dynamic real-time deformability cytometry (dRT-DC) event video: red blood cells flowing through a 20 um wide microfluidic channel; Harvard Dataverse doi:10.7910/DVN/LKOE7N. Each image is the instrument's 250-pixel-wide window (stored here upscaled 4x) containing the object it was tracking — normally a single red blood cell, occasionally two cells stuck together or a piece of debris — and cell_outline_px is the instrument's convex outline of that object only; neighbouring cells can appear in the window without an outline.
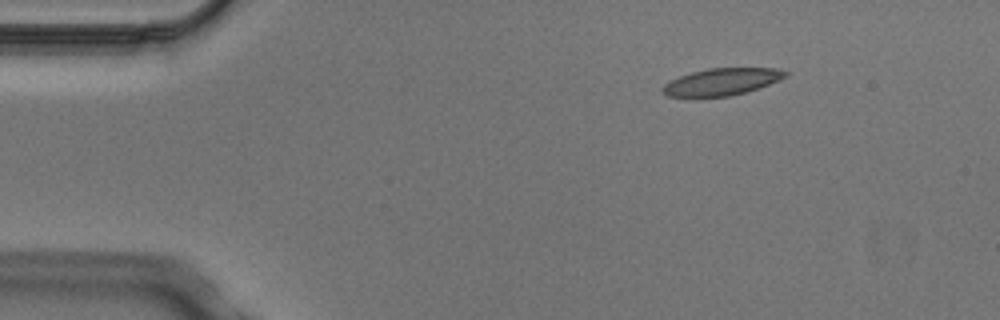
{"species": "Egyptian fruit bat (a non-hibernating species)", "species_latin": "Rousettus aegyptiacus", "temperature_condition": "cold", "stored_images_in_passage": 3, "camera_frame_rate_fps": 3000, "um_per_image_px": 0.085, "animal": {"sex": "male"}, "frame": {"image": 1, "passage_image": 1, "time_ms": 0.0, "image_size_px": [1000, 320], "cell_outline_px": [[788, 76], [780, 80], [744, 92], [728, 96], [668, 96], [660, 92], [660, 88], [664, 84], [680, 76], [692, 72], [708, 68], [776, 68], [788, 72]], "centroid_in_image_um": [61.34, 6.94], "position_along_channel_um": 23.7, "area_um2": 19.07}}